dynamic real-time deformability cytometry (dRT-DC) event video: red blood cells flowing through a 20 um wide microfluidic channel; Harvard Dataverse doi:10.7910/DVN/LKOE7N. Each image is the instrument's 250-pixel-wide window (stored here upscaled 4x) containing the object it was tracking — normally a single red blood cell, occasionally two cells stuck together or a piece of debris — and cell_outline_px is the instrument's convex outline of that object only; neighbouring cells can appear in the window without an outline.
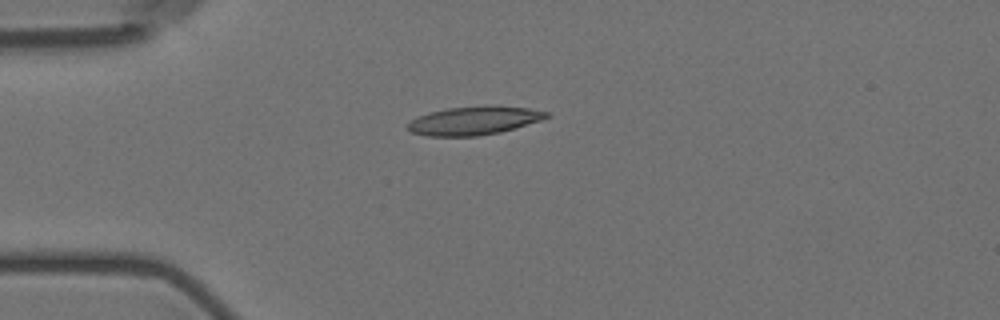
{"species": "Egyptian fruit bat (a non-hibernating species)", "species_latin": "Rousettus aegyptiacus", "temperature_condition": "room temperature", "stored_images_in_passage": 8, "camera_frame_rate_fps": 3000, "um_per_image_px": 0.085, "animal": {"sex": "female"}, "frame": {"image": 1, "passage_image": 1, "time_ms": 0.0, "image_size_px": [1000, 320], "cell_outline_px": [[548, 116], [540, 120], [500, 132], [476, 136], [428, 136], [412, 132], [408, 128], [408, 124], [412, 120], [428, 112], [448, 108], [484, 104], [496, 104], [528, 108], [548, 112]], "centroid_in_image_um": [40.3, 10.22], "position_along_channel_um": 44.7, "area_um2": 23.06}}
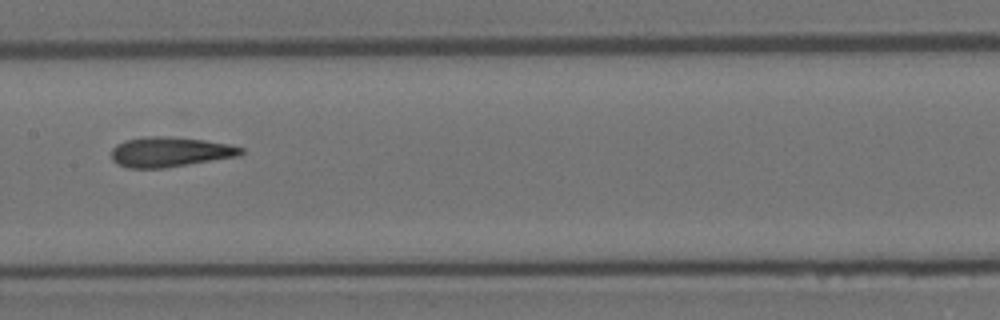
{"frame": {"image": 2, "passage_image": 5, "time_ms": 4.667, "image_size_px": [1000, 320], "cell_outline_px": [[244, 152], [240, 156], [164, 168], [128, 168], [116, 164], [112, 160], [112, 148], [116, 144], [124, 140], [148, 136], [168, 136], [204, 140], [228, 144], [244, 148]], "centroid_in_image_um": [14.43, 12.91], "position_along_channel_um": 193.0, "area_um2": 22.77}}
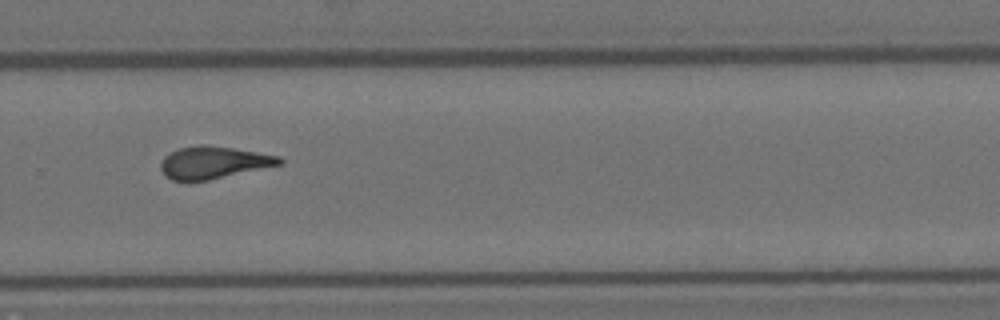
{"frame": {"image": 3, "passage_image": 8, "time_ms": 8.0, "image_size_px": [1000, 320], "cell_outline_px": [[284, 164], [208, 180], [172, 180], [164, 176], [160, 168], [160, 164], [164, 156], [168, 152], [176, 148], [200, 144], [204, 144], [232, 148], [280, 156], [284, 160]], "centroid_in_image_um": [18.13, 13.8], "position_along_channel_um": 311.7, "area_um2": 22.48}}